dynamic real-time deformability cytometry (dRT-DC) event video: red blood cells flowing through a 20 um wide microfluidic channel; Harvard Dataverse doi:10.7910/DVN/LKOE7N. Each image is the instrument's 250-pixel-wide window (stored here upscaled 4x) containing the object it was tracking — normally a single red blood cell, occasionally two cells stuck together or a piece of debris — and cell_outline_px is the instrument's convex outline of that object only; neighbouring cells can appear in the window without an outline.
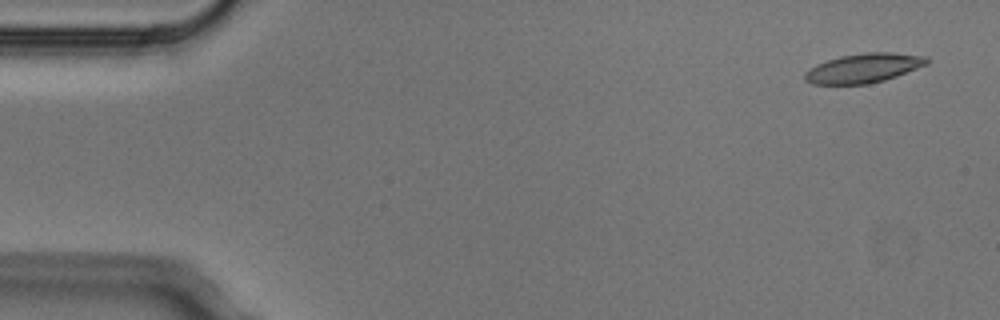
{"species": "Egyptian fruit bat (a non-hibernating species)", "species_latin": "Rousettus aegyptiacus", "temperature_condition": "cold", "stored_images_in_passage": 4, "camera_frame_rate_fps": 3000, "um_per_image_px": 0.085, "animal": {"sex": "male"}, "frame": {"image": 1, "passage_image": 1, "time_ms": 0.0, "image_size_px": [1000, 320], "cell_outline_px": [[928, 64], [896, 76], [884, 80], [868, 84], [812, 84], [804, 80], [804, 72], [816, 64], [840, 56], [864, 52], [892, 52], [928, 56]], "centroid_in_image_um": [73.4, 5.78], "position_along_channel_um": 11.6, "area_um2": 20.92}}